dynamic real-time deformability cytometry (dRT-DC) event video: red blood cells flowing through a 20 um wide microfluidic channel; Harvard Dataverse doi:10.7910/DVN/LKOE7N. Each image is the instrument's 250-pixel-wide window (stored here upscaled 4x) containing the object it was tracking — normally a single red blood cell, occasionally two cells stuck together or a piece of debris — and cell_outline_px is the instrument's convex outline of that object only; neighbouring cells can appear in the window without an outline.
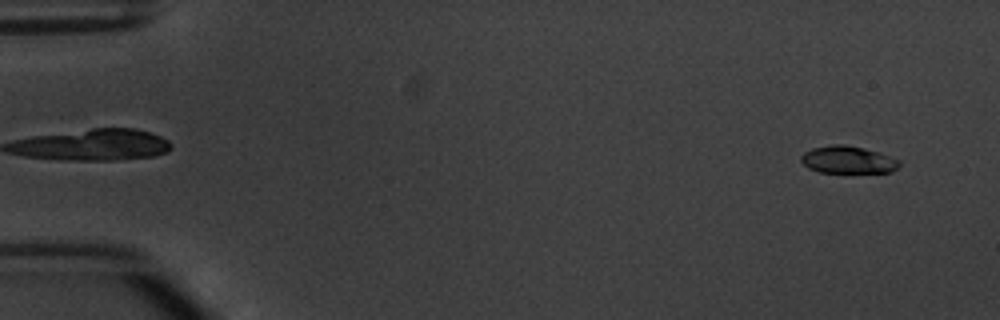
{"species": "common noctule bat (a hibernating species)", "species_latin": "Nyctalus noctula", "temperature_condition": "warm", "stored_images_in_passage": 5, "segment_of_instrument_passage": [2, 2], "camera_frame_rate_fps": 3000, "um_per_image_px": 0.085, "animal": {"sex": "male", "body_mass_g": 20.1, "forearm_length_mm": 53.5}, "frame": {"image": 1, "passage_image": 5, "time_ms": 4.667, "image_size_px": [1000, 320], "cell_outline_px": [[900, 164], [892, 172], [820, 172], [808, 168], [800, 160], [800, 156], [804, 152], [812, 148], [832, 144], [844, 144], [864, 148], [900, 160]], "centroid_in_image_um": [72.03, 13.57], "position_along_channel_um": 13.0, "area_um2": 15.55}}